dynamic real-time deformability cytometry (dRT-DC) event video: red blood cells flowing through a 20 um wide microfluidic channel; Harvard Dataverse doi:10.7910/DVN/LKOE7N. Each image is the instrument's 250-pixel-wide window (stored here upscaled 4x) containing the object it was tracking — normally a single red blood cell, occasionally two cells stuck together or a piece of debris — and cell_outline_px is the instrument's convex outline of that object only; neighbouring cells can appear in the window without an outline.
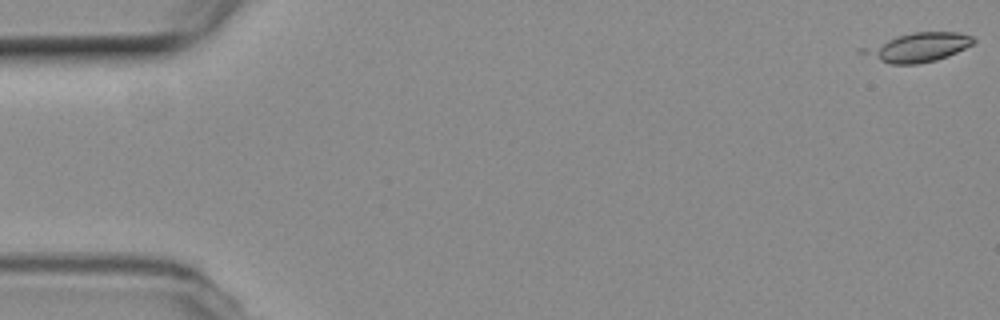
{"species": "common noctule bat (a hibernating species)", "species_latin": "Nyctalus noctula", "temperature_condition": "room temperature", "stored_images_in_passage": 8, "camera_frame_rate_fps": 3000, "um_per_image_px": 0.085, "animal": {"sex": "female", "body_mass_g": 19.3, "forearm_length_mm": 54.1}, "frame": {"image": 1, "passage_image": 1, "time_ms": 0.0, "image_size_px": [1000, 320], "cell_outline_px": [[976, 40], [972, 44], [948, 56], [936, 60], [916, 64], [892, 64], [856, 52], [860, 48], [896, 36], [912, 32], [960, 32], [972, 36]], "centroid_in_image_um": [78.01, 4.01], "position_along_channel_um": 7.0, "area_um2": 18.61}}